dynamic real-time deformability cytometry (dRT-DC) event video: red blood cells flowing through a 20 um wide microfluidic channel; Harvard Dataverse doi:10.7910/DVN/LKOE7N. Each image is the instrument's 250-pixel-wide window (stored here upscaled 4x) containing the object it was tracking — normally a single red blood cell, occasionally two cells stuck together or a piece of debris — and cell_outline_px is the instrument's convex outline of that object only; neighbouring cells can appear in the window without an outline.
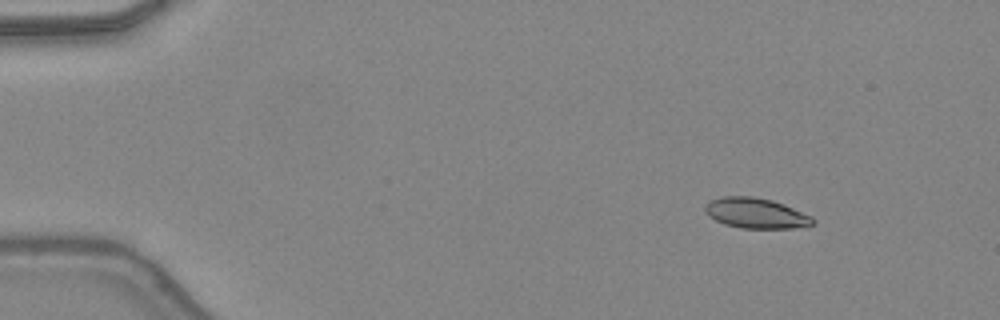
{"species": "common noctule bat (a hibernating species)", "species_latin": "Nyctalus noctula", "temperature_condition": "warm", "stored_images_in_passage": 43, "camera_frame_rate_fps": 3000, "um_per_image_px": 0.085, "animal": {"sex": "female", "body_mass_g": 24.6, "forearm_length_mm": 56.2}, "frame": {"image": 1, "passage_image": 1, "time_ms": 0.0, "image_size_px": [1000, 320], "cell_outline_px": [[816, 224], [792, 228], [740, 228], [724, 224], [708, 216], [704, 212], [704, 204], [712, 200], [724, 196], [752, 196], [772, 200], [784, 204], [812, 216], [816, 220]], "centroid_in_image_um": [64.25, 18.12], "position_along_channel_um": 20.7, "area_um2": 19.19}}
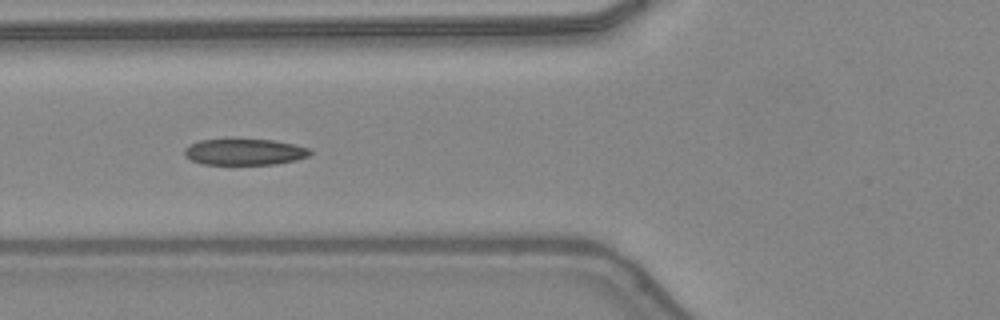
{"frame": {"image": 2, "passage_image": 14, "time_ms": 4.333, "image_size_px": [1000, 320], "cell_outline_px": [[312, 152], [308, 156], [296, 160], [276, 164], [204, 164], [192, 160], [184, 156], [184, 148], [188, 144], [200, 140], [272, 140], [296, 144], [312, 148]], "centroid_in_image_um": [20.81, 12.91], "position_along_channel_um": 105.0, "area_um2": 19.19}}
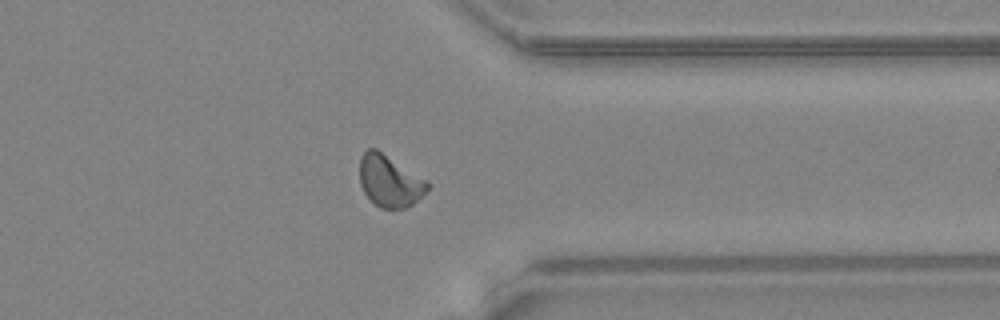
{"frame": {"image": 3, "passage_image": 33, "time_ms": 10.667, "image_size_px": [1000, 320], "cell_outline_px": [[432, 184], [412, 204], [404, 208], [380, 208], [364, 192], [360, 184], [360, 156], [368, 148], [376, 148]], "centroid_in_image_um": [33.1, 15.37], "position_along_channel_um": 378.3, "area_um2": 20.06}, "authors_computed_cell_mechanics": {"area_um2": 19.652, "velocity_mm_per_s": 4.3781, "shape_relaxation_time_tau1_ms": 5.4947, "shape_relaxation_time_tau2_ms": 1.7755, "deformation_change_tau1": 0.1736, "deformation_change_tau2": 0.0534}}